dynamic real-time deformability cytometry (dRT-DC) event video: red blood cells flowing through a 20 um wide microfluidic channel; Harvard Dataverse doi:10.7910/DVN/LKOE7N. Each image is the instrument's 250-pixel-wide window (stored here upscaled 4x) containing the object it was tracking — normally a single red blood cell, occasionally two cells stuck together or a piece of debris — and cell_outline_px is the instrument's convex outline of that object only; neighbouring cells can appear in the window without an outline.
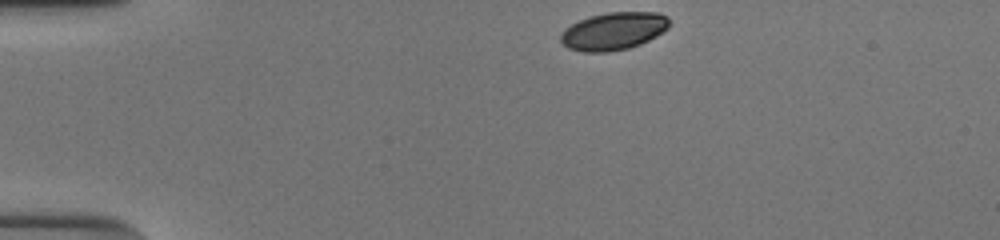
{"species": "human", "species_latin": "Homo sapiens", "temperature_condition": "cold", "stored_images_in_passage": 36, "camera_frame_rate_fps": 3000, "um_per_image_px": 0.085, "donor": {"sex": "male"}, "frame": {"image": 1, "passage_image": 1, "time_ms": 0.0, "image_size_px": [1000, 240], "cell_outline_px": [[668, 28], [656, 36], [640, 44], [628, 48], [608, 52], [584, 52], [568, 48], [560, 40], [560, 36], [572, 24], [588, 16], [608, 12], [656, 12], [668, 16]], "centroid_in_image_um": [52.17, 2.64], "position_along_channel_um": 32.8, "area_um2": 23.64}}
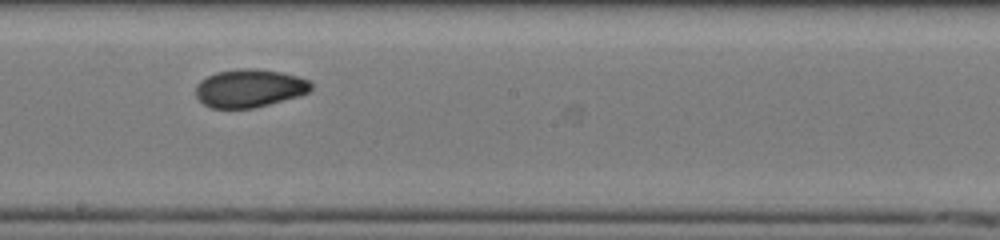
{"frame": {"image": 2, "passage_image": 21, "time_ms": 6.667, "image_size_px": [1000, 240], "cell_outline_px": [[312, 88], [308, 92], [300, 96], [252, 108], [212, 108], [204, 104], [196, 96], [196, 84], [200, 80], [216, 72], [244, 68], [256, 68], [280, 72], [296, 76], [308, 80], [312, 84]], "centroid_in_image_um": [21.19, 7.5], "position_along_channel_um": 227.0, "area_um2": 25.49}}
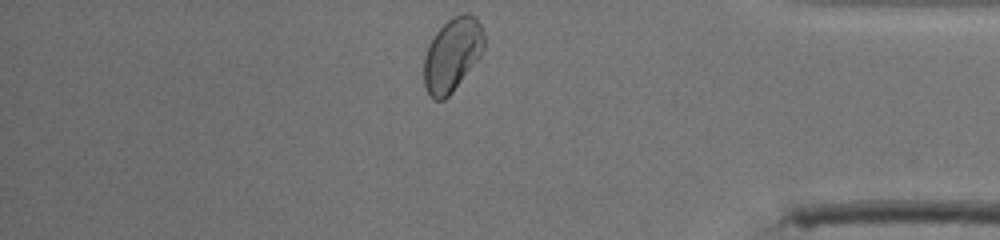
{"frame": {"image": 3, "passage_image": 36, "time_ms": 11.667, "image_size_px": [1000, 240], "cell_outline_px": [[484, 48], [480, 56], [452, 92], [444, 100], [432, 100], [428, 96], [424, 84], [424, 56], [436, 32], [452, 16], [464, 12], [476, 16], [484, 32]], "centroid_in_image_um": [38.44, 4.64], "position_along_channel_um": 396.8, "area_um2": 25.72}, "authors_computed_cell_mechanics": {"area_um2": 25.3164, "velocity_mm_per_s": 3.8759, "shape_relaxation_time_tau1_ms": 4.3698, "shape_relaxation_time_tau2_ms": 1.6313, "deformation_change_tau1": 0.1245, "deformation_change_tau2": 0.0518}}